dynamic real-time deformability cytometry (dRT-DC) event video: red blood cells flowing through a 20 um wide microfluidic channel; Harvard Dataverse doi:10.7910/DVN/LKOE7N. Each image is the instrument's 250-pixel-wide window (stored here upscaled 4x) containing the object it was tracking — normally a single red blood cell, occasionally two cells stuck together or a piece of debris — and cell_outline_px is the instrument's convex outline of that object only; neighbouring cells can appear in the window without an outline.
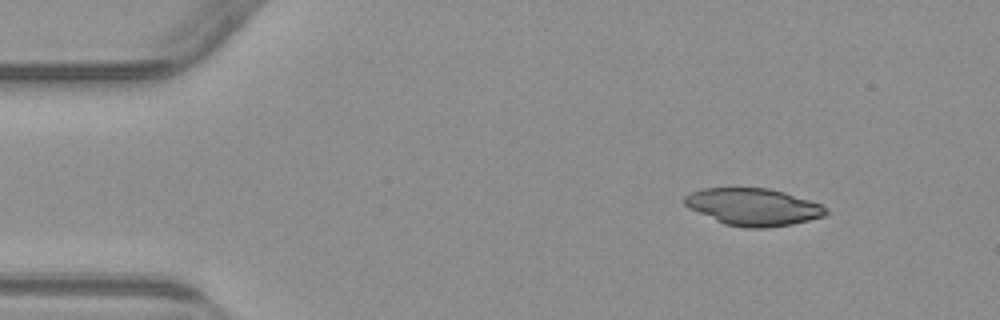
{"species": "common noctule bat (a hibernating species)", "species_latin": "Nyctalus noctula", "temperature_condition": "warm", "stored_images_in_passage": 48, "camera_frame_rate_fps": 3000, "um_per_image_px": 0.085, "animal": {"sex": "male", "body_mass_g": 23.1, "forearm_length_mm": 52.7}, "frame": {"image": 1, "passage_image": 1, "time_ms": 0.0, "image_size_px": [1000, 320], "cell_outline_px": [[828, 212], [824, 216], [792, 224], [768, 228], [744, 228], [724, 224], [688, 208], [684, 204], [684, 196], [692, 192], [704, 188], [768, 188], [784, 192], [820, 204], [828, 208]], "centroid_in_image_um": [64.01, 17.6], "position_along_channel_um": 21.0, "area_um2": 30.58}}